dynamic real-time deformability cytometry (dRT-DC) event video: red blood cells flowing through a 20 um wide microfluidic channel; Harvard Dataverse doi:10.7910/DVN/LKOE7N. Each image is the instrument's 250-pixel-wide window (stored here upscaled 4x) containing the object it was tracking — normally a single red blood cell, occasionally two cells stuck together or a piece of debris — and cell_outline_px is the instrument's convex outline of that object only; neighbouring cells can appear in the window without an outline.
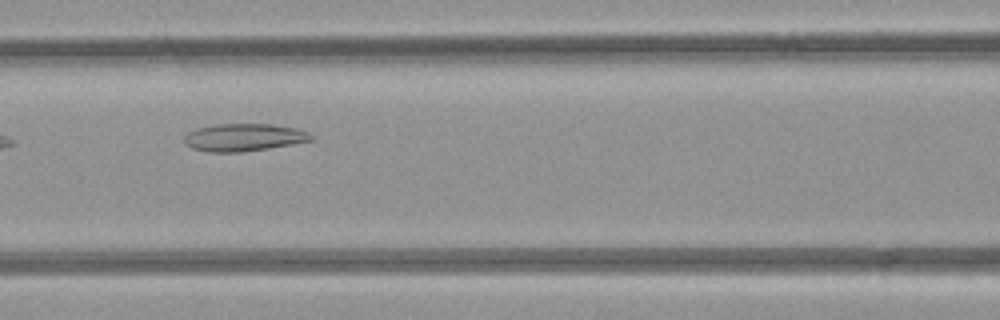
{"species": "common noctule bat (a hibernating species)", "species_latin": "Nyctalus noctula", "temperature_condition": "room temperature", "stored_images_in_passage": 5, "camera_frame_rate_fps": 3000, "um_per_image_px": 0.085, "animal": {"sex": "female", "body_mass_g": 21.9}, "frame": {"image": 1, "passage_image": 4, "time_ms": 4.333, "image_size_px": [1000, 320], "cell_outline_px": [[316, 140], [268, 148], [240, 152], [208, 152], [192, 148], [184, 144], [184, 136], [188, 132], [196, 128], [216, 124], [272, 124], [296, 128], [308, 132], [316, 136]], "centroid_in_image_um": [20.75, 11.67], "position_along_channel_um": 145.9, "area_um2": 20.58}}
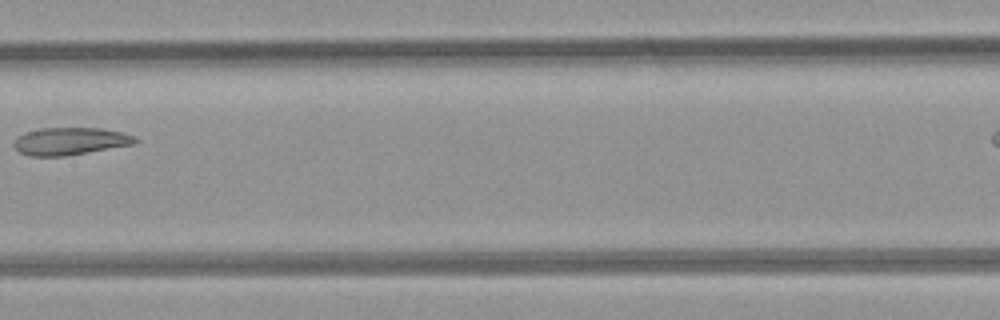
{"frame": {"image": 2, "passage_image": 5, "time_ms": 5.667, "image_size_px": [1000, 320], "cell_outline_px": [[140, 140], [136, 144], [64, 156], [28, 156], [20, 152], [16, 148], [16, 140], [24, 132], [40, 128], [100, 128], [124, 132], [136, 136]], "centroid_in_image_um": [6.05, 11.99], "position_along_channel_um": 201.4, "area_um2": 19.42}}